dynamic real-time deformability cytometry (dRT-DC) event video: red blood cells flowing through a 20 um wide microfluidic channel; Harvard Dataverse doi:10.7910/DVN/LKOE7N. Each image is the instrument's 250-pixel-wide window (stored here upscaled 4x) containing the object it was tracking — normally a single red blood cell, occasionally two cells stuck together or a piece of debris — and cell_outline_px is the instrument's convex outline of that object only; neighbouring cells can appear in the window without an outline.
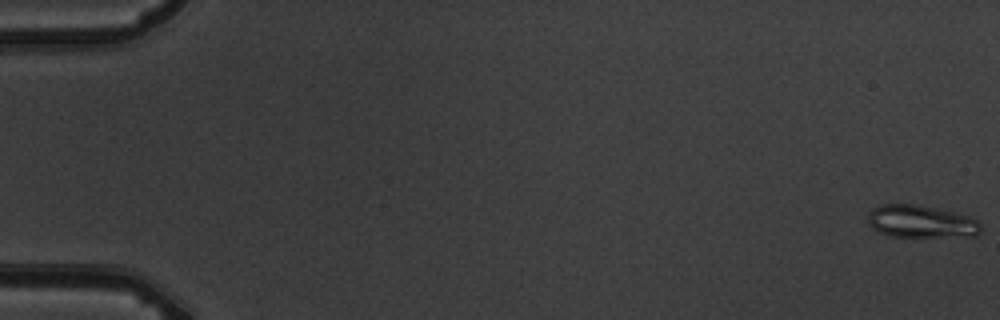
{"species": "common noctule bat (a hibernating species)", "species_latin": "Nyctalus noctula", "temperature_condition": "warm", "stored_images_in_passage": 5, "camera_frame_rate_fps": 3000, "um_per_image_px": 0.085, "animal": {"sex": "male", "body_mass_g": 19.5, "forearm_length_mm": 54.6}, "frame": {"image": 1, "passage_image": 1, "time_ms": 0.0, "image_size_px": [1000, 320], "cell_outline_px": [[980, 232], [976, 236], [892, 236], [880, 232], [872, 228], [868, 224], [868, 212], [872, 208], [880, 204], [916, 204], [936, 208], [968, 216], [976, 220], [980, 224]], "centroid_in_image_um": [78.24, 18.82], "position_along_channel_um": 6.8, "area_um2": 21.27}}
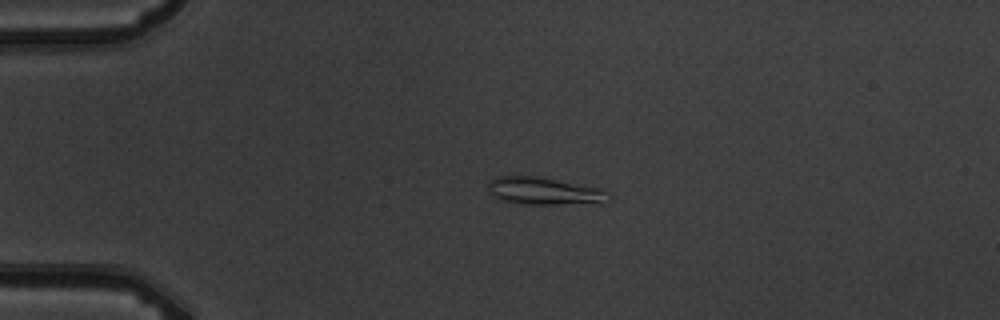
{"frame": {"image": 2, "passage_image": 4, "time_ms": 4.333, "image_size_px": [1000, 320], "cell_outline_px": [[608, 200], [556, 204], [528, 204], [504, 200], [488, 192], [488, 180], [500, 176], [536, 176], [604, 188]], "centroid_in_image_um": [46.17, 16.2], "position_along_channel_um": 38.8, "area_um2": 18.61}}